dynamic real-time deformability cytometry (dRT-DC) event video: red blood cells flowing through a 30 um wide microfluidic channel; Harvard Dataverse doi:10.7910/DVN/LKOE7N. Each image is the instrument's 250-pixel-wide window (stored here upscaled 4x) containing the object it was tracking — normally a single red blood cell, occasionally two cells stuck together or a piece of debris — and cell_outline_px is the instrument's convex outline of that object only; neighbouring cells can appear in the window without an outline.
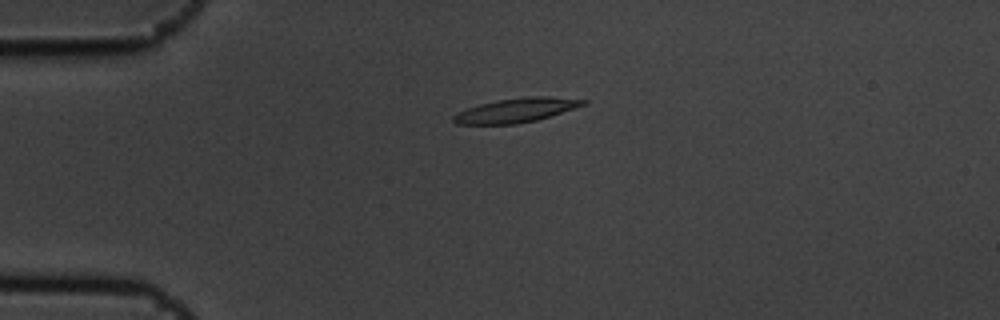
{"species": "common noctule bat (a hibernating species)", "species_latin": "Nyctalus noctula", "temperature_condition": "cold", "stored_images_in_passage": 5, "camera_frame_rate_fps": 3000, "um_per_image_px": 0.085, "animal": {"sex": "male", "body_mass_g": 19.5, "forearm_length_mm": 54.6}, "frame": {"image": 1, "passage_image": 4, "time_ms": 1.0, "image_size_px": [1000, 320], "cell_outline_px": [[588, 104], [576, 108], [536, 120], [516, 124], [456, 124], [452, 120], [452, 116], [456, 112], [480, 104], [496, 100], [528, 96], [548, 96], [588, 100]], "centroid_in_image_um": [43.88, 9.36], "position_along_channel_um": 41.1, "area_um2": 18.38}}